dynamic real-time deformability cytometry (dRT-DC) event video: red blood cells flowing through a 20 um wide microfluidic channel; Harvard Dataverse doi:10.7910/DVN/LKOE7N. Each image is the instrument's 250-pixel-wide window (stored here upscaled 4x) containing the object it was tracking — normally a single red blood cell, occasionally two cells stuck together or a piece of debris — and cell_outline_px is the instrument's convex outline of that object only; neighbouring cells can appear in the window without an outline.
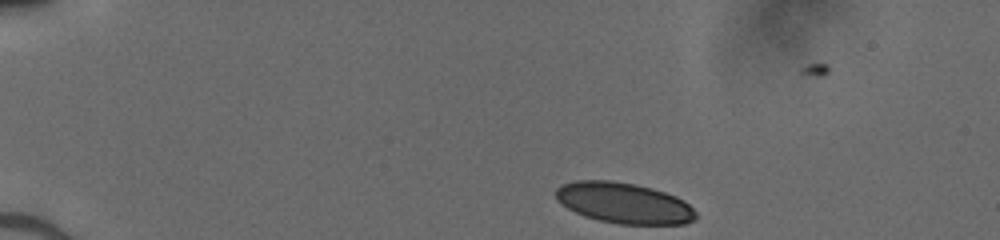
{"species": "human", "species_latin": "Homo sapiens", "temperature_condition": "cold", "stored_images_in_passage": 42, "camera_frame_rate_fps": 3000, "um_per_image_px": 0.085, "donor": {"sex": "male"}, "frame": {"image": 1, "passage_image": 1, "time_ms": 0.0, "image_size_px": [1000, 240], "cell_outline_px": [[696, 220], [684, 224], [620, 224], [600, 220], [584, 216], [568, 208], [556, 200], [556, 188], [560, 184], [576, 180], [612, 180], [636, 184], [652, 188], [676, 196], [684, 200], [696, 212]], "centroid_in_image_um": [53.03, 17.24], "position_along_channel_um": 32.0, "area_um2": 33.41}}
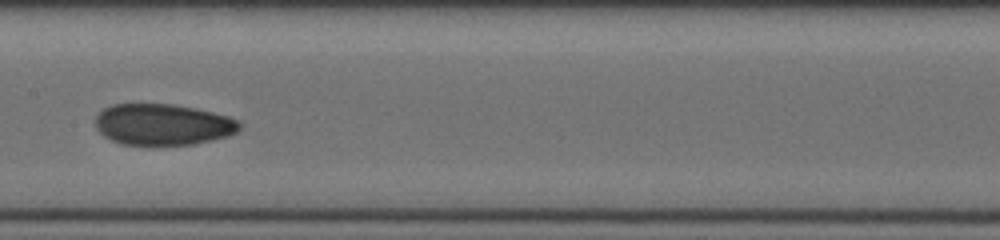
{"frame": {"image": 2, "passage_image": 19, "time_ms": 6.0, "image_size_px": [1000, 240], "cell_outline_px": [[240, 128], [236, 132], [228, 136], [212, 140], [192, 144], [152, 148], [120, 144], [104, 136], [96, 128], [96, 116], [104, 108], [112, 104], [172, 104], [196, 108], [228, 116], [240, 120]], "centroid_in_image_um": [13.83, 10.62], "position_along_channel_um": 193.6, "area_um2": 35.55}}
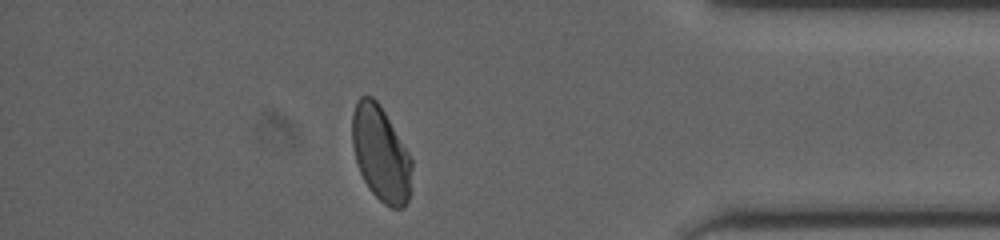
{"frame": {"image": 3, "passage_image": 36, "time_ms": 11.667, "image_size_px": [1000, 240], "cell_outline_px": [[412, 192], [404, 208], [392, 208], [384, 204], [368, 188], [360, 172], [356, 160], [352, 144], [352, 112], [356, 100], [360, 96], [372, 96], [380, 104], [408, 152], [412, 160]], "centroid_in_image_um": [32.38, 13.08], "position_along_channel_um": 402.8, "area_um2": 33.35}}